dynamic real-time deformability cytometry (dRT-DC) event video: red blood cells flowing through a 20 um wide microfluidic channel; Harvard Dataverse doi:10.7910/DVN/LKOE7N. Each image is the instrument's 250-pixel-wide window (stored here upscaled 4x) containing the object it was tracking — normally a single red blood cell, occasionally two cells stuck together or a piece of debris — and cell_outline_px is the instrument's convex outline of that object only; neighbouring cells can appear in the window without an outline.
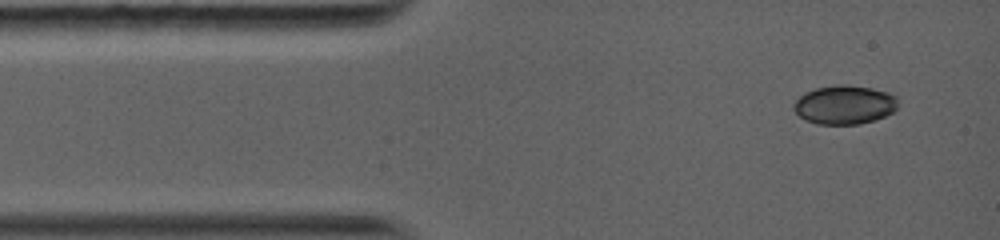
{"species": "common noctule bat (a hibernating species)", "species_latin": "Nyctalus noctula", "temperature_condition": "warm", "stored_images_in_passage": 5, "camera_frame_rate_fps": 5000, "um_per_image_px": 0.085, "animal": {"sex": "female", "body_mass_g": 19.0, "forearm_length_mm": 56.7}, "frame": {"image": 1, "passage_image": 1, "time_ms": 0.0, "image_size_px": [1000, 240], "cell_outline_px": [[896, 108], [892, 112], [884, 116], [860, 124], [816, 124], [800, 116], [792, 108], [792, 104], [800, 96], [816, 88], [836, 84], [848, 84], [872, 88], [888, 92], [896, 96]], "centroid_in_image_um": [71.77, 8.89], "position_along_channel_um": 13.2, "area_um2": 23.47}}
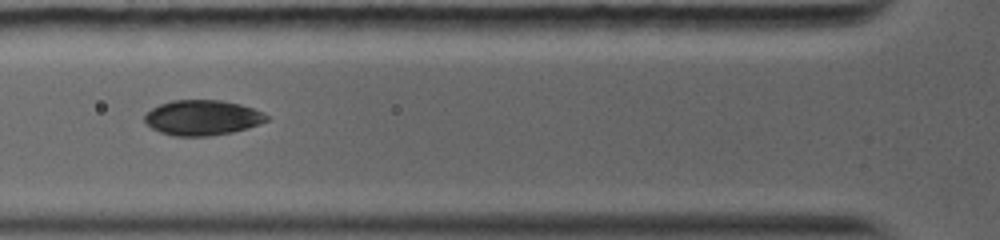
{"frame": {"image": 2, "passage_image": 4, "time_ms": 3.6, "image_size_px": [1000, 240], "cell_outline_px": [[268, 120], [248, 128], [232, 132], [208, 136], [172, 136], [160, 132], [152, 128], [144, 120], [144, 116], [152, 108], [160, 104], [172, 100], [220, 100], [240, 104], [264, 112], [268, 116]], "centroid_in_image_um": [17.2, 10.0], "position_along_channel_um": 108.6, "area_um2": 24.97}}
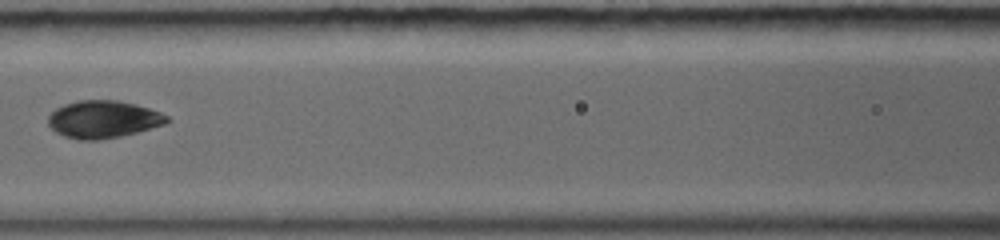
{"frame": {"image": 3, "passage_image": 5, "time_ms": 4.8, "image_size_px": [1000, 240], "cell_outline_px": [[172, 120], [164, 124], [136, 132], [120, 136], [100, 140], [80, 140], [64, 136], [56, 132], [48, 124], [48, 116], [56, 108], [64, 104], [76, 100], [116, 100], [136, 104], [160, 112], [168, 116]], "centroid_in_image_um": [8.76, 10.14], "position_along_channel_um": 157.8, "area_um2": 25.89}}